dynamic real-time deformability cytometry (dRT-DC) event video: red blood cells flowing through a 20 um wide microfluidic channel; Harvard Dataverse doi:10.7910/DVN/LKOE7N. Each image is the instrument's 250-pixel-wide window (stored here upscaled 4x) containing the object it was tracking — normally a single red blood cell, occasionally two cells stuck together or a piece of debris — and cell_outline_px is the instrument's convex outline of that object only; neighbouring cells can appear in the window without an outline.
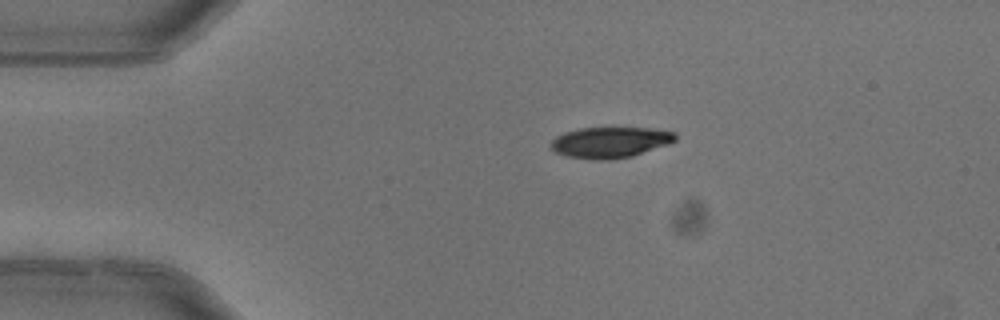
{"species": "common noctule bat (a hibernating species)", "species_latin": "Nyctalus noctula", "temperature_condition": "warm", "stored_images_in_passage": 1, "camera_frame_rate_fps": 3000, "um_per_image_px": 0.085, "animal": {"sex": "female"}, "frame": {"image": 1, "passage_image": 1, "time_ms": 0.0, "image_size_px": [1000, 320], "cell_outline_px": [[676, 140], [668, 144], [632, 156], [608, 160], [596, 160], [568, 156], [556, 152], [548, 144], [556, 136], [564, 132], [580, 128], [652, 128], [676, 132]], "centroid_in_image_um": [51.86, 12.09], "position_along_channel_um": 33.1, "area_um2": 22.37}}